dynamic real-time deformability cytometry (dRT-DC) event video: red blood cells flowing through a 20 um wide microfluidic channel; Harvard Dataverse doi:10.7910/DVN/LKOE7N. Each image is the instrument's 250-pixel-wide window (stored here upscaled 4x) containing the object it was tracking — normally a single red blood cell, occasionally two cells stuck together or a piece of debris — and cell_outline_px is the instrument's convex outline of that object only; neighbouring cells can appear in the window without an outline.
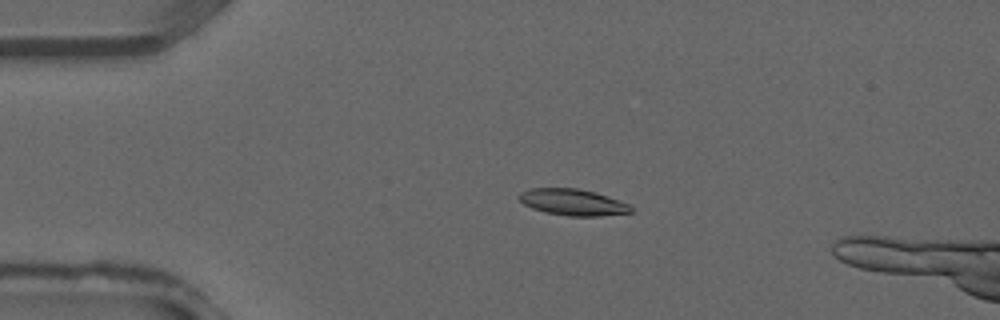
{"species": "common noctule bat (a hibernating species)", "species_latin": "Nyctalus noctula", "temperature_condition": "warm", "stored_images_in_passage": 8, "camera_frame_rate_fps": 3000, "um_per_image_px": 0.085, "animal": {"sex": "male", "forearm_length_mm": 52.5}, "frame": {"image": 1, "passage_image": 5, "time_ms": 1.333, "image_size_px": [1000, 320], "cell_outline_px": [[632, 212], [600, 216], [568, 216], [544, 212], [532, 208], [524, 204], [516, 196], [520, 192], [532, 188], [576, 188], [596, 192], [628, 204], [632, 208]], "centroid_in_image_um": [48.65, 17.19], "position_along_channel_um": 36.4, "area_um2": 17.17}}